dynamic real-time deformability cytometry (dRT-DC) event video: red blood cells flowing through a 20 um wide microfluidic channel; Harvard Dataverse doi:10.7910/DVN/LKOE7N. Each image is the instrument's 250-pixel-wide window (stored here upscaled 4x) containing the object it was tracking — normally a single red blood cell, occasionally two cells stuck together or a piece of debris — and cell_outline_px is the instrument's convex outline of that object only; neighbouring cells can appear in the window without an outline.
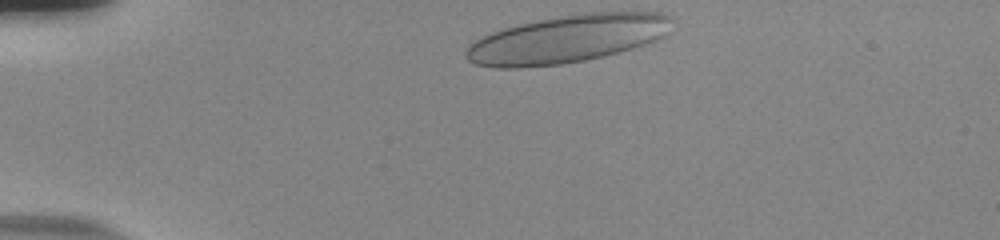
{"species": "human", "species_latin": "Homo sapiens", "temperature_condition": "room temperature", "stored_images_in_passage": 37, "camera_frame_rate_fps": 3000, "um_per_image_px": 0.085, "donor": {"sex": "male"}, "frame": {"image": 1, "passage_image": 1, "time_ms": 0.0, "image_size_px": [1000, 240], "cell_outline_px": [[668, 20], [664, 36], [616, 52], [584, 60], [560, 64], [516, 68], [496, 68], [476, 64], [468, 60], [464, 56], [464, 52], [468, 44], [492, 32], [504, 28], [520, 24], [556, 16], [584, 12], [660, 12], [668, 16]], "centroid_in_image_um": [48.08, 3.31], "position_along_channel_um": 36.9, "area_um2": 56.36}}
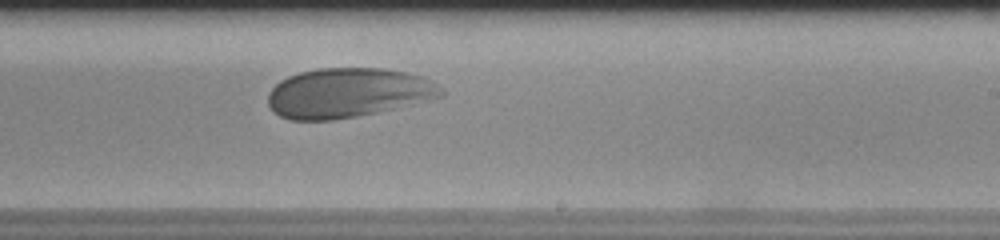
{"frame": {"image": 2, "passage_image": 24, "time_ms": 7.667, "image_size_px": [1000, 240], "cell_outline_px": [[444, 92], [440, 96], [376, 112], [356, 116], [332, 120], [292, 120], [280, 116], [268, 104], [268, 92], [280, 80], [288, 76], [300, 72], [316, 68], [384, 68], [404, 72], [420, 76], [428, 80], [440, 88]], "centroid_in_image_um": [29.48, 7.88], "position_along_channel_um": 259.5, "area_um2": 49.25}}
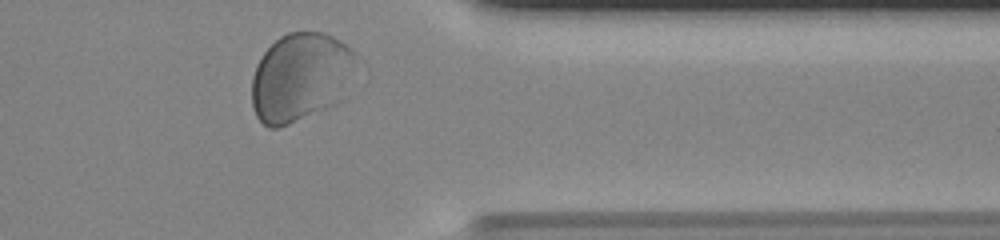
{"frame": {"image": 3, "passage_image": 35, "time_ms": 11.333, "image_size_px": [1000, 240], "cell_outline_px": [[356, 56], [340, 100], [336, 104], [328, 108], [280, 128], [268, 128], [256, 116], [252, 104], [252, 76], [256, 64], [264, 52], [280, 36], [288, 32], [324, 32], [332, 36], [356, 52]], "centroid_in_image_um": [25.49, 6.57], "position_along_channel_um": 385.9, "area_um2": 53.52}, "authors_computed_cell_mechanics": {"area_um2": 49.419, "velocity_mm_per_s": 3.6137, "shape_relaxation_time_tau1_ms": 4.3957, "shape_relaxation_time_tau2_ms": null, "deformation_change_tau1": 0.1517, "deformation_change_tau2": null}}